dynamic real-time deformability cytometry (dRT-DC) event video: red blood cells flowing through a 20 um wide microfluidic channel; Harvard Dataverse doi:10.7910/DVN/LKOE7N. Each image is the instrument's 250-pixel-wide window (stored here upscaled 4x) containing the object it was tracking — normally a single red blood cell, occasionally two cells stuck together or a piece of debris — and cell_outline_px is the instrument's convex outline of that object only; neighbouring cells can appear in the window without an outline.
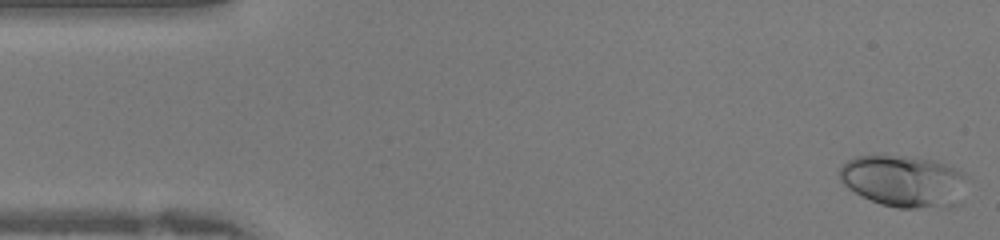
{"species": "human", "species_latin": "Homo sapiens", "temperature_condition": "warm", "stored_images_in_passage": 41, "camera_frame_rate_fps": 3000, "um_per_image_px": 0.085, "donor": {"sex": "female"}, "frame": {"image": 1, "passage_image": 1, "time_ms": 0.0, "image_size_px": [1000, 240], "cell_outline_px": [[964, 176], [960, 204], [948, 208], [896, 208], [880, 204], [848, 188], [840, 180], [840, 168], [848, 160], [856, 156], [904, 156], [932, 160], [956, 168], [964, 172]], "centroid_in_image_um": [76.84, 15.42], "position_along_channel_um": 8.2, "area_um2": 38.32}}
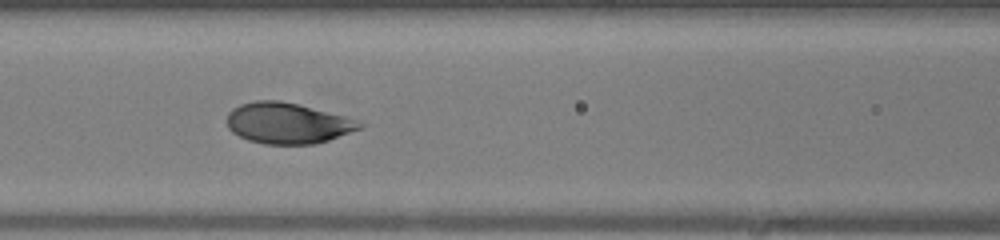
{"frame": {"image": 2, "passage_image": 17, "time_ms": 5.333, "image_size_px": [1000, 240], "cell_outline_px": [[368, 124], [364, 128], [316, 144], [264, 144], [248, 140], [232, 132], [228, 128], [228, 112], [232, 108], [240, 104], [256, 100], [280, 100], [344, 116]], "centroid_in_image_um": [24.46, 10.47], "position_along_channel_um": 142.1, "area_um2": 31.62}}
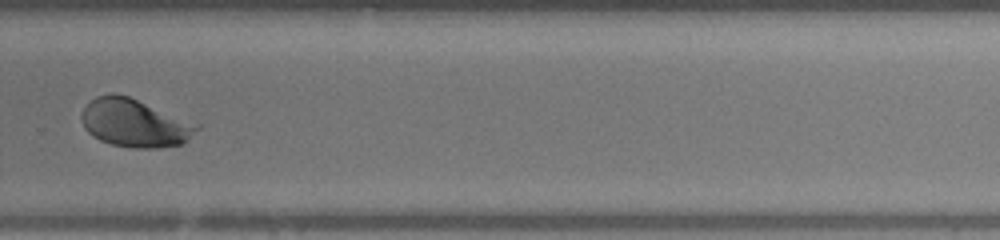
{"frame": {"image": 3, "passage_image": 28, "time_ms": 9.0, "image_size_px": [1000, 240], "cell_outline_px": [[200, 128], [184, 144], [156, 148], [132, 148], [112, 144], [100, 140], [92, 136], [84, 128], [80, 116], [84, 108], [96, 96], [128, 96], [200, 124]], "centroid_in_image_um": [11.49, 10.5], "position_along_channel_um": 318.3, "area_um2": 31.96}}